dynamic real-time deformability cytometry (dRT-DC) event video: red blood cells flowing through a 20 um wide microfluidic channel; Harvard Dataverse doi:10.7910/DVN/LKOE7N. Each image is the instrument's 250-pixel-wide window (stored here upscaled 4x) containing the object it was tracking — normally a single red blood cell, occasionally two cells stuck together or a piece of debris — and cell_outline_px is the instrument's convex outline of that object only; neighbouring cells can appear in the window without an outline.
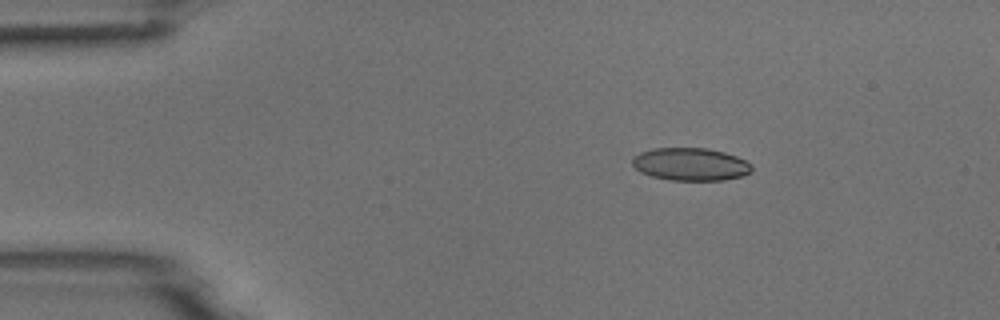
{"species": "common noctule bat (a hibernating species)", "species_latin": "Nyctalus noctula", "temperature_condition": "room temperature", "stored_images_in_passage": 3, "camera_frame_rate_fps": 3000, "um_per_image_px": 0.085, "animal": {"sex": "male", "body_mass_g": 18.8}, "frame": {"image": 1, "passage_image": 1, "time_ms": 0.0, "image_size_px": [1000, 320], "cell_outline_px": [[752, 172], [744, 176], [724, 180], [668, 180], [652, 176], [640, 172], [632, 164], [632, 156], [640, 152], [652, 148], [708, 148], [724, 152], [736, 156], [752, 164]], "centroid_in_image_um": [58.7, 13.96], "position_along_channel_um": 26.3, "area_um2": 23.0}}
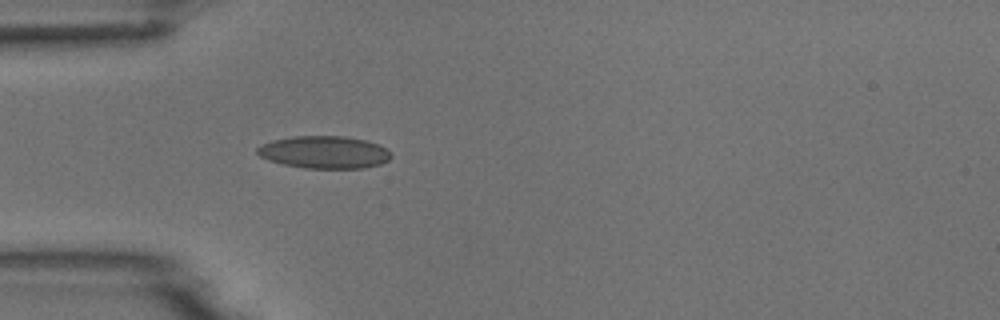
{"frame": {"image": 2, "passage_image": 3, "time_ms": 2.333, "image_size_px": [1000, 320], "cell_outline_px": [[392, 156], [388, 160], [380, 164], [364, 168], [304, 168], [284, 164], [268, 160], [260, 156], [256, 152], [256, 148], [272, 140], [292, 136], [344, 136], [364, 140], [380, 144], [388, 148]], "centroid_in_image_um": [27.59, 12.93], "position_along_channel_um": 57.4, "area_um2": 25.37}}